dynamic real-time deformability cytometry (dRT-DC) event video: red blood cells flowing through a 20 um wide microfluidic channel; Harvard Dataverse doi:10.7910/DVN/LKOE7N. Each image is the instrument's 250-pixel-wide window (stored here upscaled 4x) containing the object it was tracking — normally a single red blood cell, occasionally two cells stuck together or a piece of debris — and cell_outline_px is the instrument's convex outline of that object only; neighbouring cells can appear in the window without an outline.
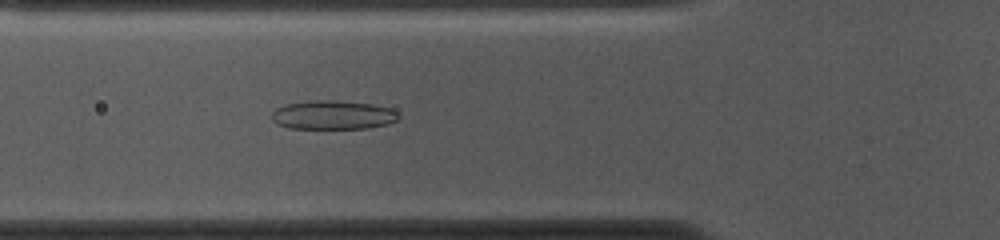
{"species": "common noctule bat (a hibernating species)", "species_latin": "Nyctalus noctula", "temperature_condition": "cold", "stored_images_in_passage": 54, "camera_frame_rate_fps": 3000, "um_per_image_px": 0.085, "animal": {"sex": "female", "body_mass_g": 10.0, "forearm_length_mm": 53.1}, "frame": {"image": 1, "passage_image": 18, "time_ms": 5.667, "image_size_px": [1000, 240], "cell_outline_px": [[400, 116], [396, 120], [388, 124], [368, 128], [288, 128], [276, 124], [272, 120], [272, 112], [276, 108], [284, 104], [312, 100], [336, 100], [372, 104], [392, 108]], "centroid_in_image_um": [28.28, 9.76], "position_along_channel_um": 97.5, "area_um2": 21.5}}
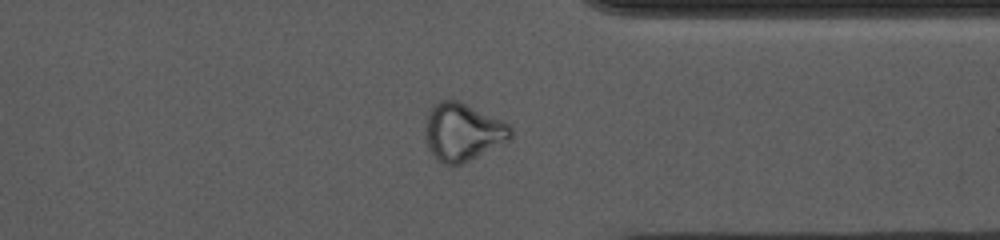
{"frame": {"image": 2, "passage_image": 41, "time_ms": 13.333, "image_size_px": [1000, 240], "cell_outline_px": [[512, 136], [508, 140], [460, 164], [444, 164], [436, 160], [428, 148], [424, 136], [424, 128], [428, 112], [432, 104], [440, 100], [460, 100], [504, 120], [512, 128]], "centroid_in_image_um": [39.29, 11.17], "position_along_channel_um": 372.1, "area_um2": 28.96}}
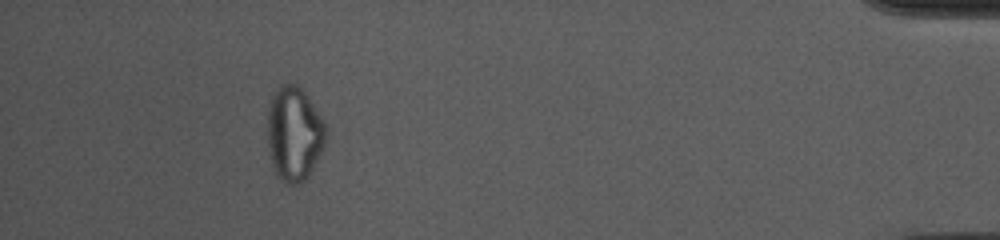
{"frame": {"image": 3, "passage_image": 49, "time_ms": 16.0, "image_size_px": [1000, 240], "cell_outline_px": [[328, 136], [308, 176], [300, 184], [288, 184], [280, 180], [272, 164], [268, 144], [268, 108], [272, 96], [284, 84], [296, 84], [304, 92], [328, 124]], "centroid_in_image_um": [25.04, 11.38], "position_along_channel_um": 410.2, "area_um2": 31.96}, "authors_computed_cell_mechanics": {"area_um2": 25.6054, "velocity_mm_per_s": 3.6384, "shape_relaxation_time_tau1_ms": null, "shape_relaxation_time_tau2_ms": 4.2541, "deformation_change_tau1": null, "deformation_change_tau2": 0.1189}}